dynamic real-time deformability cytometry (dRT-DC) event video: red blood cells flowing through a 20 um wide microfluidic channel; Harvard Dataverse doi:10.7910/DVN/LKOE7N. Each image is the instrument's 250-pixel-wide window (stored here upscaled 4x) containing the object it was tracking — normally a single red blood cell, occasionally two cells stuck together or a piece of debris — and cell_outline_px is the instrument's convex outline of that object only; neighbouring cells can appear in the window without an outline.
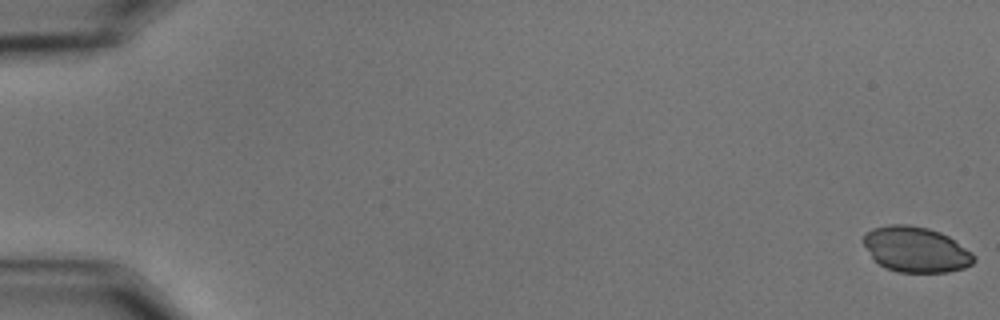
{"species": "common noctule bat (a hibernating species)", "species_latin": "Nyctalus noctula", "temperature_condition": "cold", "stored_images_in_passage": 58, "camera_frame_rate_fps": 3000, "um_per_image_px": 0.085, "animal": {"sex": "male", "body_mass_g": 15.6}, "frame": {"image": 1, "passage_image": 1, "time_ms": 0.0, "image_size_px": [1000, 320], "cell_outline_px": [[976, 260], [972, 264], [964, 268], [948, 272], [896, 272], [884, 268], [872, 256], [864, 244], [864, 232], [872, 228], [888, 224], [908, 224], [928, 228], [940, 232], [948, 236], [972, 252], [976, 256]], "centroid_in_image_um": [77.86, 21.2], "position_along_channel_um": 7.1, "area_um2": 29.36}}